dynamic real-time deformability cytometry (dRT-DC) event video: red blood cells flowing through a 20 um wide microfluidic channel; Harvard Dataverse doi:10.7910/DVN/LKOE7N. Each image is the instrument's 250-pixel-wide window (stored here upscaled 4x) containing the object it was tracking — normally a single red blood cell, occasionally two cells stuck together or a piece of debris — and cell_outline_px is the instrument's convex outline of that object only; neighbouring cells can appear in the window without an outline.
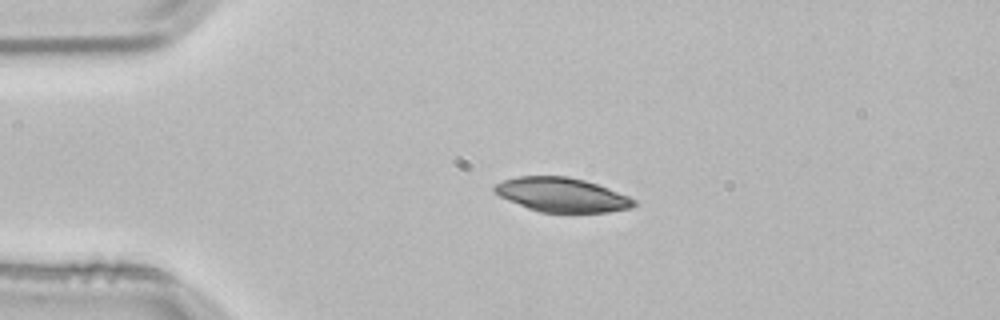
{"species": "common noctule bat (a hibernating species)", "species_latin": "Nyctalus noctula", "temperature_condition": "room temperature", "stored_images_in_passage": 3, "camera_frame_rate_fps": 3000, "um_per_image_px": 0.085, "animal": {"sex": "male", "body_mass_g": 21.5, "forearm_length_mm": 52.0}, "frame": {"image": 1, "passage_image": 1, "time_ms": 0.0, "image_size_px": [1000, 320], "cell_outline_px": [[636, 204], [632, 208], [608, 212], [540, 212], [528, 208], [508, 200], [500, 196], [492, 188], [496, 184], [504, 180], [520, 176], [568, 176], [584, 180], [608, 188], [628, 196], [636, 200]], "centroid_in_image_um": [47.78, 16.56], "position_along_channel_um": 37.2, "area_um2": 27.57}}